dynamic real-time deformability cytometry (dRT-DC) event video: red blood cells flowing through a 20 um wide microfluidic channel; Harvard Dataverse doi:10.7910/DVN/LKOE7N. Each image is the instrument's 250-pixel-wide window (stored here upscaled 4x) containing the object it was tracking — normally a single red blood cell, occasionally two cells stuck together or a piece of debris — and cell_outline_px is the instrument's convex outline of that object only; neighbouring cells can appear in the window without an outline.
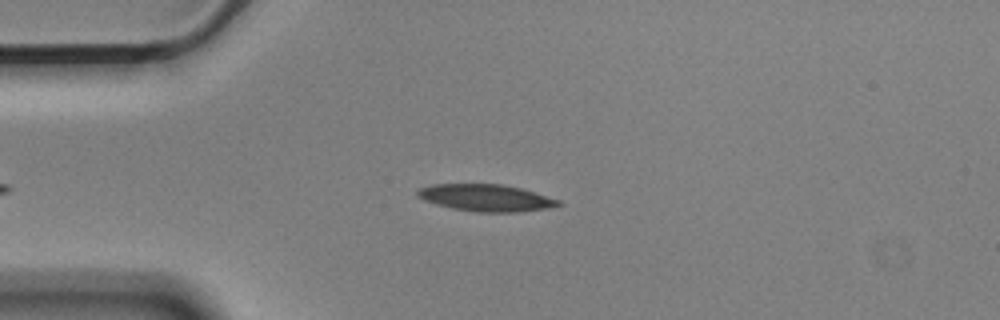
{"species": "Egyptian fruit bat (a non-hibernating species)", "species_latin": "Rousettus aegyptiacus", "temperature_condition": "cold", "stored_images_in_passage": 43, "camera_frame_rate_fps": 3000, "um_per_image_px": 0.085, "animal": {"sex": "male"}, "frame": {"image": 1, "passage_image": 5, "time_ms": 1.333, "image_size_px": [1000, 320], "cell_outline_px": [[564, 204], [544, 208], [516, 212], [476, 212], [452, 208], [436, 204], [424, 200], [416, 196], [416, 192], [420, 188], [432, 184], [500, 184], [520, 188], [536, 192], [560, 200]], "centroid_in_image_um": [41.29, 16.81], "position_along_channel_um": 43.7, "area_um2": 22.02}}
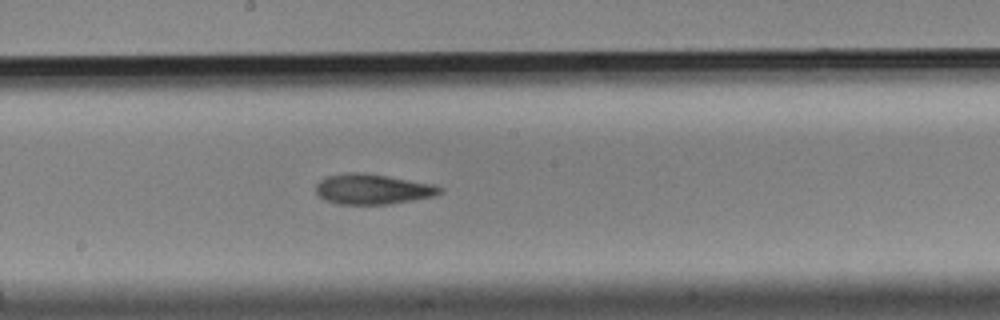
{"frame": {"image": 2, "passage_image": 21, "time_ms": 6.667, "image_size_px": [1000, 320], "cell_outline_px": [[444, 192], [432, 196], [392, 204], [336, 204], [324, 200], [316, 192], [316, 184], [320, 180], [328, 176], [348, 172], [360, 172], [388, 176], [432, 184], [444, 188]], "centroid_in_image_um": [31.66, 16.08], "position_along_channel_um": 216.5, "area_um2": 21.85}}
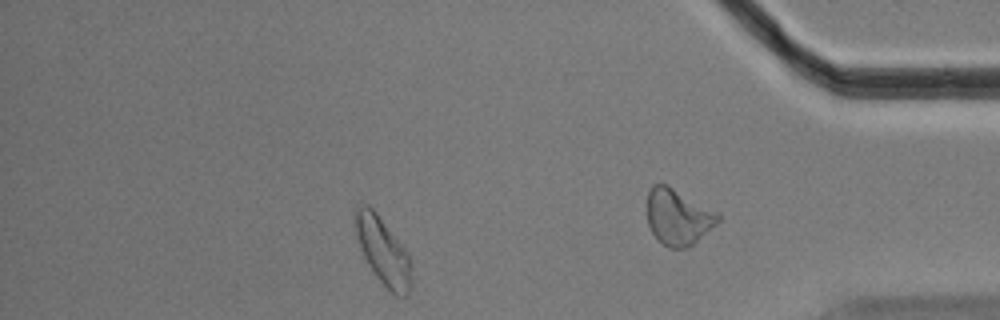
{"frame": {"image": 3, "passage_image": 35, "time_ms": 11.333, "image_size_px": [1000, 320], "cell_outline_px": [[412, 288], [408, 296], [396, 296], [376, 276], [368, 264], [364, 256], [356, 232], [356, 208], [360, 204], [368, 204], [376, 212], [408, 252], [412, 264]], "centroid_in_image_um": [32.62, 21.39], "position_along_channel_um": 402.6, "area_um2": 21.79}, "authors_computed_cell_mechanics": {"area_um2": 21.964, "velocity_mm_per_s": 3.5742, "shape_relaxation_time_tau1_ms": 5.5546, "shape_relaxation_time_tau2_ms": 4.7053, "deformation_change_tau1": 0.1794, "deformation_change_tau2": 0.1409}}